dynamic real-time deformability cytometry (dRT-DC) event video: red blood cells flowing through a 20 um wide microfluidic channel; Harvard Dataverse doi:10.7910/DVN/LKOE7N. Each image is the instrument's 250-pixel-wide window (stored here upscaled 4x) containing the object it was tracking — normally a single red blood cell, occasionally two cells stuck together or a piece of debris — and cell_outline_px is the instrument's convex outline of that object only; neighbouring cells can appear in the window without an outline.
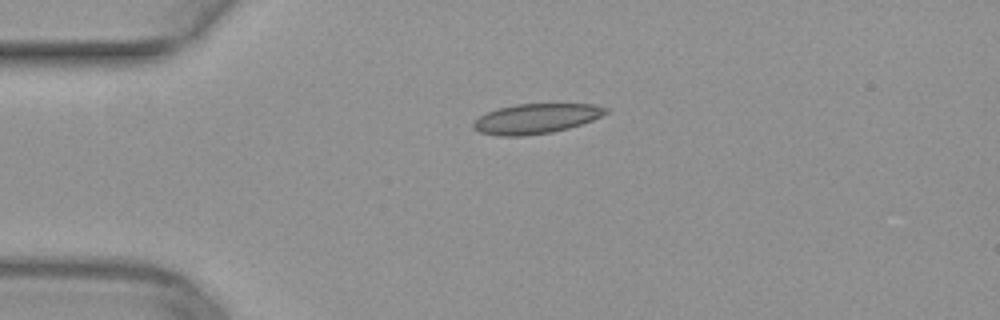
{"species": "common noctule bat (a hibernating species)", "species_latin": "Nyctalus noctula", "temperature_condition": "warm", "stored_images_in_passage": 39, "camera_frame_rate_fps": 3000, "um_per_image_px": 0.085, "animal": {"sex": "female", "body_mass_g": 29.2, "forearm_length_mm": 56.3}, "frame": {"image": 1, "passage_image": 1, "time_ms": 0.0, "image_size_px": [1000, 320], "cell_outline_px": [[608, 112], [592, 120], [568, 128], [552, 132], [524, 136], [500, 136], [480, 132], [472, 128], [472, 124], [480, 116], [496, 108], [516, 104], [596, 104], [608, 108]], "centroid_in_image_um": [45.55, 10.08], "position_along_channel_um": 39.5, "area_um2": 23.0}}
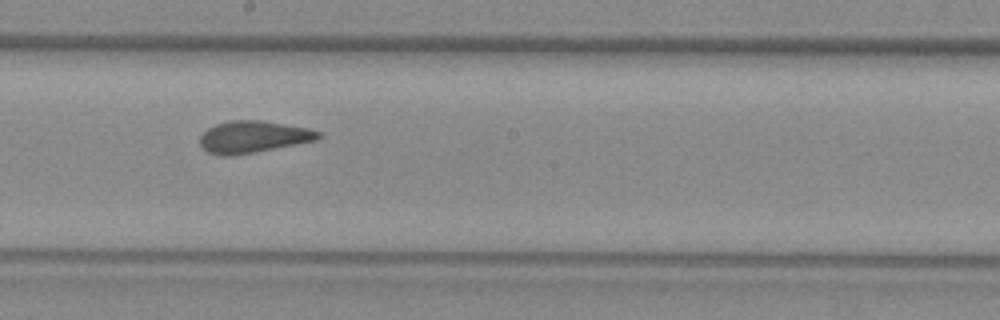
{"frame": {"image": 2, "passage_image": 17, "time_ms": 5.333, "image_size_px": [1000, 320], "cell_outline_px": [[320, 136], [316, 140], [232, 156], [224, 156], [208, 152], [200, 144], [200, 136], [208, 128], [216, 124], [232, 120], [260, 120], [308, 128], [320, 132]], "centroid_in_image_um": [21.49, 11.63], "position_along_channel_um": 226.7, "area_um2": 21.62}}
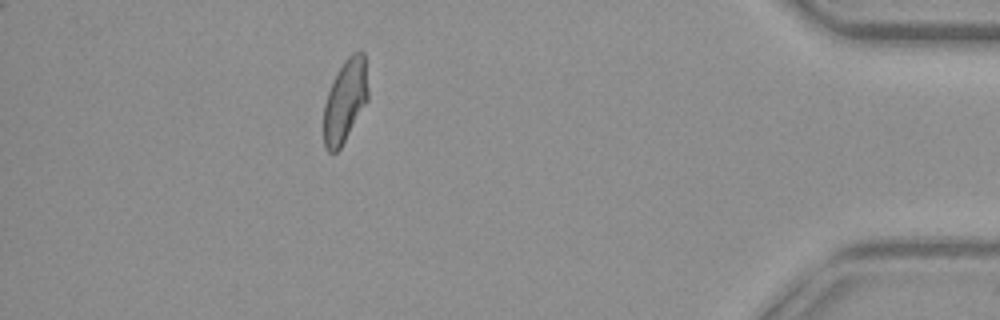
{"frame": {"image": 3, "passage_image": 34, "time_ms": 11.0, "image_size_px": [1000, 320], "cell_outline_px": [[368, 100], [340, 148], [336, 152], [328, 152], [324, 148], [324, 104], [328, 92], [344, 60], [352, 52], [364, 52], [368, 88]], "centroid_in_image_um": [29.34, 8.58], "position_along_channel_um": 405.9, "area_um2": 21.15}}